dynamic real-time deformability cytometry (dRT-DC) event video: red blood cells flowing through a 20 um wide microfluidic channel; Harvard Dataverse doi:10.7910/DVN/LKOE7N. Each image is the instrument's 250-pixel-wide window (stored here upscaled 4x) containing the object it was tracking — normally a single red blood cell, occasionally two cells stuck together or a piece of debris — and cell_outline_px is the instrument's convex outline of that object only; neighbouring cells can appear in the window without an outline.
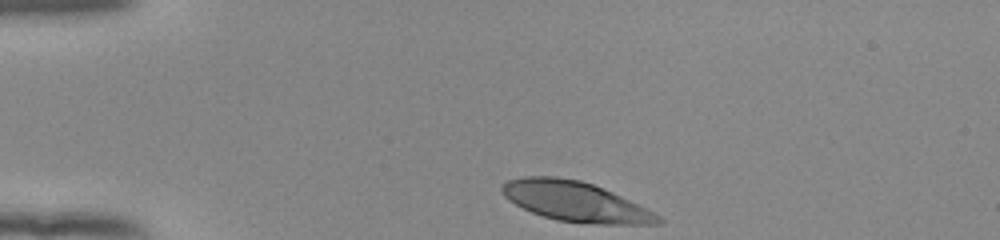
{"species": "human", "species_latin": "Homo sapiens", "temperature_condition": "room temperature", "stored_images_in_passage": 34, "camera_frame_rate_fps": 3000, "um_per_image_px": 0.085, "donor": {"sex": "female"}, "frame": {"image": 1, "passage_image": 1, "time_ms": 0.0, "image_size_px": [1000, 240], "cell_outline_px": [[664, 224], [600, 224], [556, 220], [532, 212], [508, 200], [500, 192], [500, 188], [508, 180], [524, 176], [556, 176], [580, 180], [592, 184], [612, 192], [660, 216], [664, 220]], "centroid_in_image_um": [48.88, 17.13], "position_along_channel_um": 36.1, "area_um2": 35.89}}
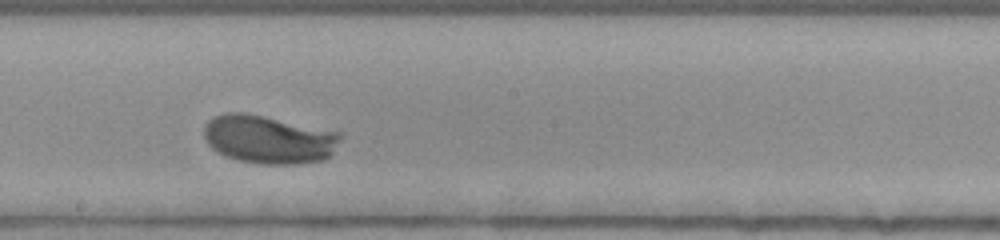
{"frame": {"image": 2, "passage_image": 20, "time_ms": 6.333, "image_size_px": [1000, 240], "cell_outline_px": [[340, 140], [332, 156], [324, 160], [296, 164], [264, 164], [240, 160], [228, 156], [212, 148], [208, 144], [204, 136], [204, 124], [212, 116], [224, 112], [244, 112], [340, 132]], "centroid_in_image_um": [22.84, 11.84], "position_along_channel_um": 225.4, "area_um2": 38.38}}
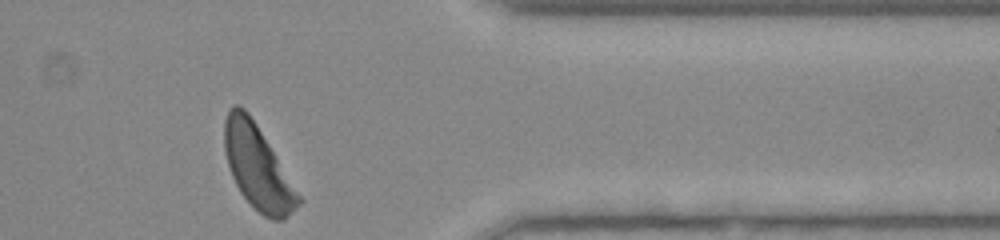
{"frame": {"image": 3, "passage_image": 34, "time_ms": 11.0, "image_size_px": [1000, 240], "cell_outline_px": [[304, 200], [284, 220], [272, 220], [264, 216], [240, 192], [232, 176], [228, 164], [224, 148], [224, 120], [228, 108], [236, 104], [240, 104], [248, 112], [256, 124]], "centroid_in_image_um": [21.9, 14.2], "position_along_channel_um": 389.5, "area_um2": 35.78}, "authors_computed_cell_mechanics": {"area_um2": 36.9631, "velocity_mm_per_s": 3.8227, "shape_relaxation_time_tau1_ms": 1.4587, "shape_relaxation_time_tau2_ms": null, "deformation_change_tau1": 0.1502, "deformation_change_tau2": null}}